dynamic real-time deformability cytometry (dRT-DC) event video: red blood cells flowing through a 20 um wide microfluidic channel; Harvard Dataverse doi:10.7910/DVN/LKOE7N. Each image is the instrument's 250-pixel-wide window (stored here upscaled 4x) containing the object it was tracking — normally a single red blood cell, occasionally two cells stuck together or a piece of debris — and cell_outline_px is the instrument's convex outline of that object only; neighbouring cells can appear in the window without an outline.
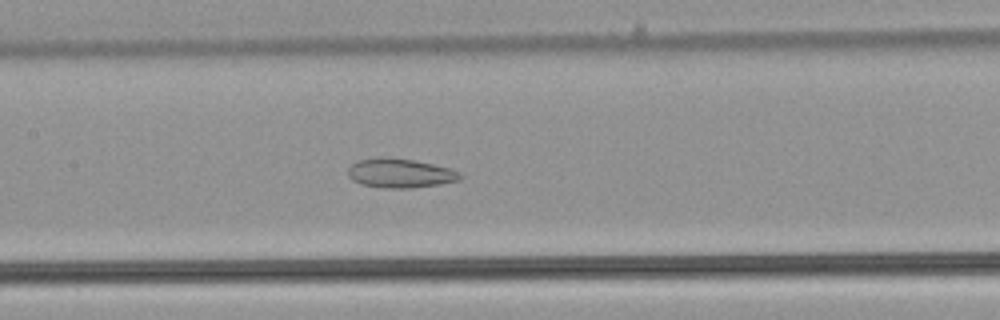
{"species": "common noctule bat (a hibernating species)", "species_latin": "Nyctalus noctula", "temperature_condition": "warm", "stored_images_in_passage": 53, "camera_frame_rate_fps": 3000, "um_per_image_px": 0.085, "animal": {"sex": "male", "body_mass_g": 21.5, "forearm_length_mm": 52.0}, "frame": {"image": 1, "passage_image": 26, "time_ms": 8.333, "image_size_px": [1000, 320], "cell_outline_px": [[464, 176], [460, 180], [440, 184], [412, 188], [380, 188], [360, 184], [352, 180], [348, 176], [348, 168], [356, 160], [384, 156], [412, 160], [432, 164], [448, 168], [460, 172]], "centroid_in_image_um": [33.98, 14.72], "position_along_channel_um": 173.4, "area_um2": 19.31}}
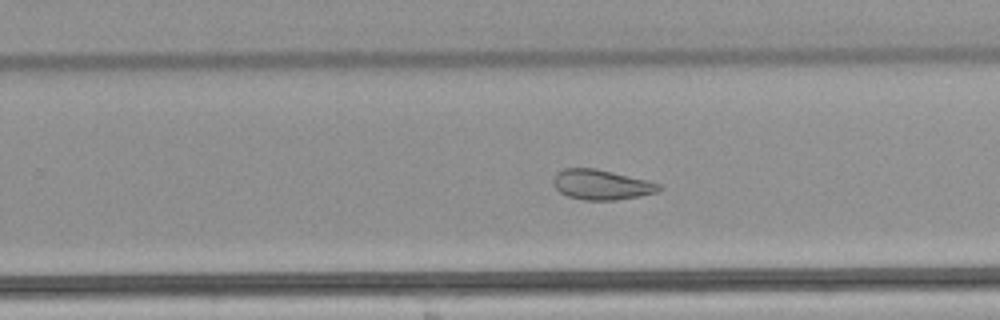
{"frame": {"image": 2, "passage_image": 34, "time_ms": 11.0, "image_size_px": [1000, 320], "cell_outline_px": [[664, 188], [656, 192], [640, 196], [616, 200], [584, 200], [568, 196], [560, 192], [556, 188], [552, 180], [556, 172], [564, 168], [596, 168], [660, 184]], "centroid_in_image_um": [51.09, 15.7], "position_along_channel_um": 278.7, "area_um2": 18.38}}
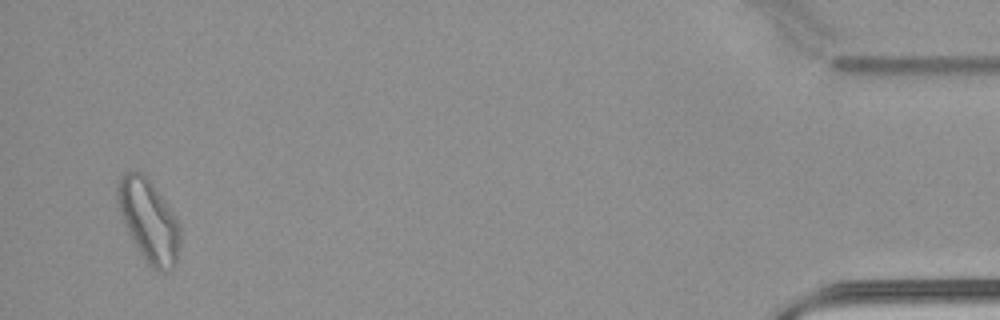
{"frame": {"image": 3, "passage_image": 51, "time_ms": 16.667, "image_size_px": [1000, 320], "cell_outline_px": [[180, 240], [176, 264], [172, 268], [164, 272], [160, 272], [152, 268], [144, 260], [128, 232], [124, 224], [116, 200], [116, 184], [120, 176], [124, 172], [140, 172], [152, 184], [172, 212], [180, 224]], "centroid_in_image_um": [12.62, 18.78], "position_along_channel_um": 422.6, "area_um2": 29.82}, "authors_computed_cell_mechanics": {"area_um2": 26.01, "velocity_mm_per_s": 3.9639, "shape_relaxation_time_tau1_ms": null, "shape_relaxation_time_tau2_ms": 2.3922, "deformation_change_tau1": null, "deformation_change_tau2": 0.0992}}